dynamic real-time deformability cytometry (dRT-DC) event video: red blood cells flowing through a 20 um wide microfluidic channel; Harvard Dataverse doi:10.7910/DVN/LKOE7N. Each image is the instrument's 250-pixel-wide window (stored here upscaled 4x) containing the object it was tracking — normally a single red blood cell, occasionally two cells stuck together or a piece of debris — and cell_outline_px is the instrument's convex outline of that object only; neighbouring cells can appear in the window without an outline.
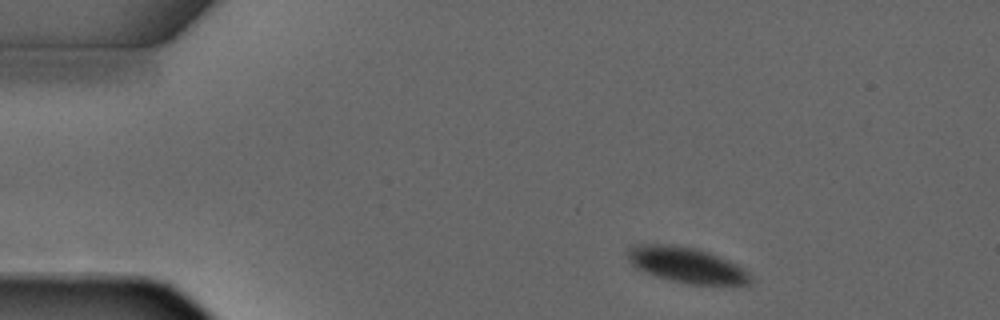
{"species": "common noctule bat (a hibernating species)", "species_latin": "Nyctalus noctula", "temperature_condition": "warm", "stored_images_in_passage": 4, "camera_frame_rate_fps": 3000, "um_per_image_px": 0.085, "animal": {"sex": "male", "forearm_length_mm": 52.5}, "frame": {"image": 1, "passage_image": 1, "time_ms": 0.0, "image_size_px": [1000, 320], "cell_outline_px": [[752, 284], [688, 284], [656, 276], [644, 272], [636, 268], [628, 260], [628, 248], [640, 244], [668, 244], [692, 248], [708, 252], [728, 260], [744, 268], [752, 276]], "centroid_in_image_um": [58.37, 22.53], "position_along_channel_um": 26.6, "area_um2": 25.2}}
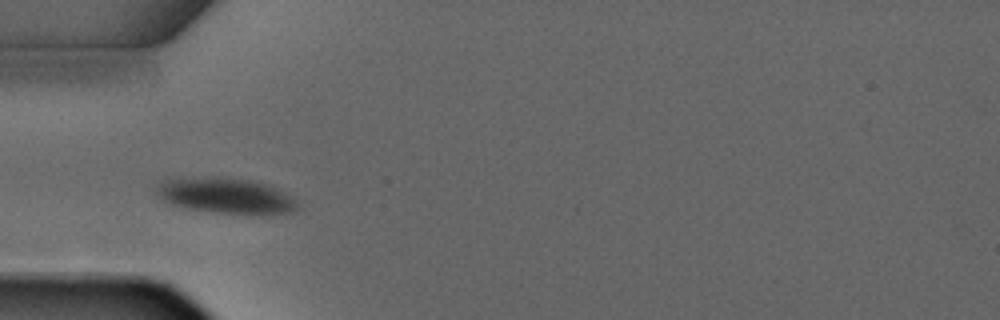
{"frame": {"image": 2, "passage_image": 3, "time_ms": 2.333, "image_size_px": [1000, 320], "cell_outline_px": [[296, 208], [288, 212], [220, 212], [188, 208], [164, 200], [156, 192], [156, 188], [160, 184], [168, 180], [216, 176], [248, 180], [268, 184], [288, 196], [296, 204]], "centroid_in_image_um": [19.13, 16.59], "position_along_channel_um": 65.9, "area_um2": 27.46}}